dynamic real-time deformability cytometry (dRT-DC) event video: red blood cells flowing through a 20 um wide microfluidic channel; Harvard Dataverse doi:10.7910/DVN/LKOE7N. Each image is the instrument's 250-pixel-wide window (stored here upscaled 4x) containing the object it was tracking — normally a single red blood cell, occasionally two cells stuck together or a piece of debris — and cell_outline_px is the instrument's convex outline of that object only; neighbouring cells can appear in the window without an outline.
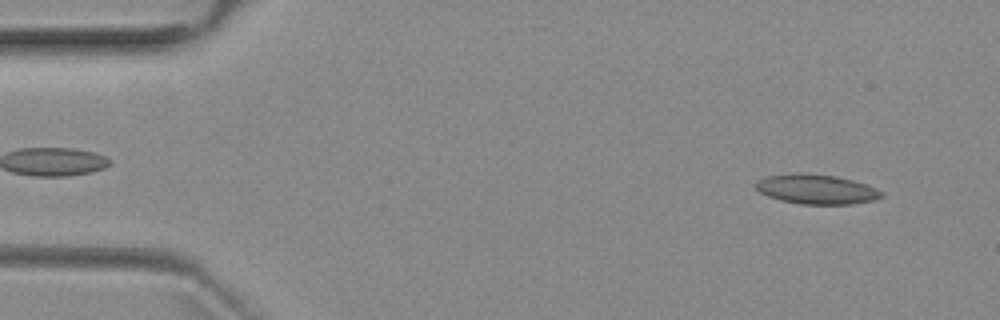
{"species": "common noctule bat (a hibernating species)", "species_latin": "Nyctalus noctula", "temperature_condition": "room temperature", "stored_images_in_passage": 3, "camera_frame_rate_fps": 3000, "um_per_image_px": 0.085, "animal": {"sex": "female", "body_mass_g": 29.2, "forearm_length_mm": 56.3}, "frame": {"image": 1, "passage_image": 1, "time_ms": 0.0, "image_size_px": [1000, 320], "cell_outline_px": [[884, 196], [876, 200], [852, 204], [800, 204], [780, 200], [768, 196], [760, 192], [756, 188], [756, 180], [768, 176], [796, 172], [800, 172], [836, 176], [852, 180], [876, 188], [884, 192]], "centroid_in_image_um": [69.41, 16.08], "position_along_channel_um": 15.6, "area_um2": 21.85}}
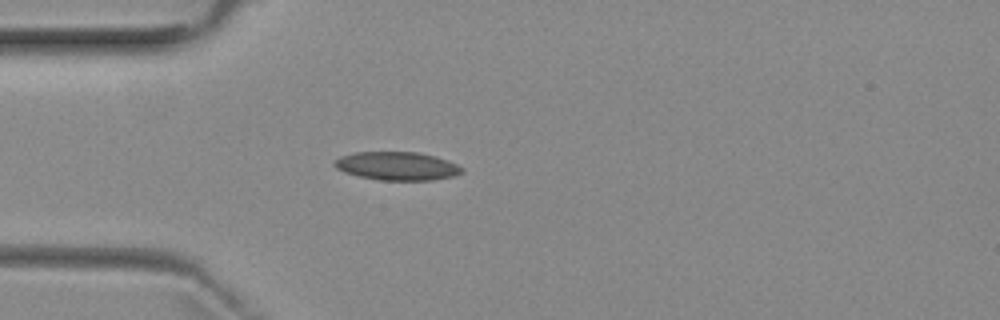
{"frame": {"image": 2, "passage_image": 3, "time_ms": 3.333, "image_size_px": [1000, 320], "cell_outline_px": [[464, 172], [452, 176], [432, 180], [380, 180], [360, 176], [344, 172], [336, 168], [332, 164], [340, 156], [356, 152], [416, 152], [436, 156], [448, 160], [464, 168]], "centroid_in_image_um": [33.76, 14.11], "position_along_channel_um": 51.2, "area_um2": 21.04}}